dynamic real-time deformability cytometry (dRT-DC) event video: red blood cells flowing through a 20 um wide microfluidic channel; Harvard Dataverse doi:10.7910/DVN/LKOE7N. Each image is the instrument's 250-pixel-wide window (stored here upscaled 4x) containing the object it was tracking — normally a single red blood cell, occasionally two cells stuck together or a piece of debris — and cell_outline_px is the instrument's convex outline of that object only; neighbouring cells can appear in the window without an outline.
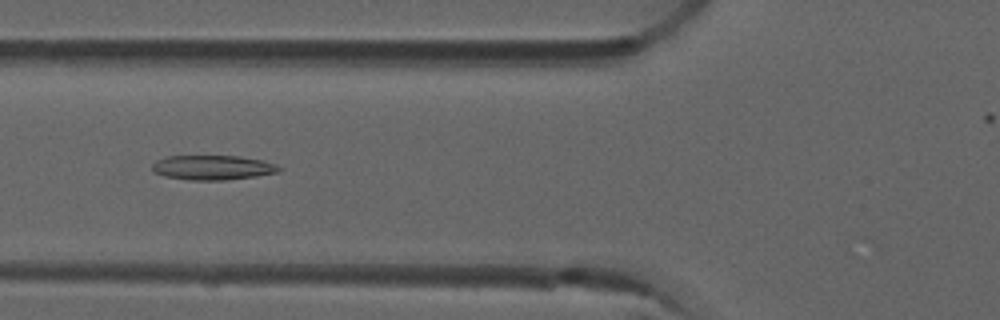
{"species": "common noctule bat (a hibernating species)", "species_latin": "Nyctalus noctula", "temperature_condition": "room temperature", "stored_images_in_passage": 7, "camera_frame_rate_fps": 3000, "um_per_image_px": 0.085, "animal": {"sex": "male", "forearm_length_mm": 52.5}, "frame": {"image": 1, "passage_image": 5, "time_ms": 1.333, "image_size_px": [1000, 320], "cell_outline_px": [[280, 172], [256, 176], [224, 180], [192, 180], [164, 176], [156, 172], [152, 168], [152, 164], [156, 160], [168, 156], [236, 156], [264, 160], [280, 168]], "centroid_in_image_um": [18.06, 14.24], "position_along_channel_um": 107.7, "area_um2": 17.98}}
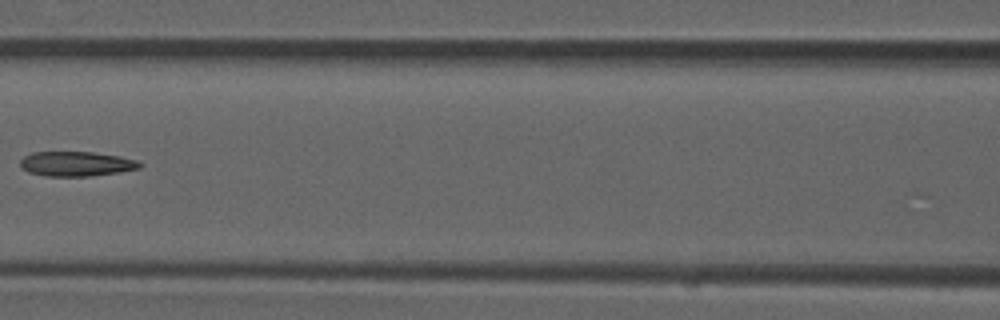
{"frame": {"image": 2, "passage_image": 6, "time_ms": 1.667, "image_size_px": [1000, 320], "cell_outline_px": [[144, 164], [140, 168], [120, 172], [92, 176], [44, 176], [28, 172], [20, 164], [20, 160], [24, 156], [32, 152], [92, 152], [120, 156], [136, 160]], "centroid_in_image_um": [6.51, 13.93], "position_along_channel_um": 160.1, "area_um2": 17.28}}
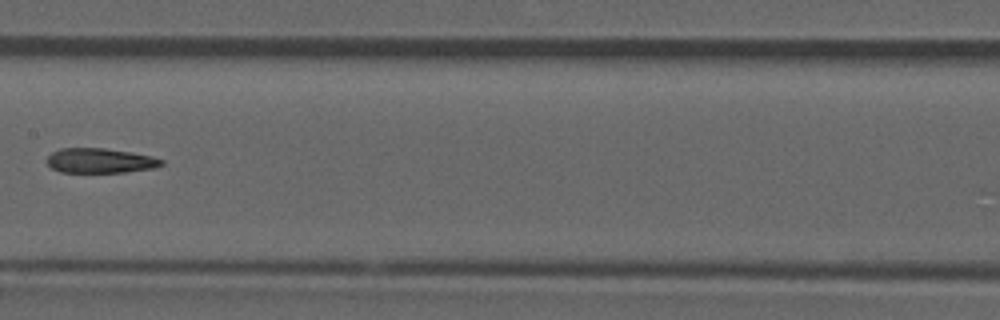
{"frame": {"image": 3, "passage_image": 7, "time_ms": 2.0, "image_size_px": [1000, 320], "cell_outline_px": [[164, 164], [156, 168], [124, 172], [60, 172], [52, 168], [44, 160], [52, 152], [60, 148], [104, 148], [152, 156], [164, 160]], "centroid_in_image_um": [8.5, 13.66], "position_along_channel_um": 198.9, "area_um2": 16.59}}